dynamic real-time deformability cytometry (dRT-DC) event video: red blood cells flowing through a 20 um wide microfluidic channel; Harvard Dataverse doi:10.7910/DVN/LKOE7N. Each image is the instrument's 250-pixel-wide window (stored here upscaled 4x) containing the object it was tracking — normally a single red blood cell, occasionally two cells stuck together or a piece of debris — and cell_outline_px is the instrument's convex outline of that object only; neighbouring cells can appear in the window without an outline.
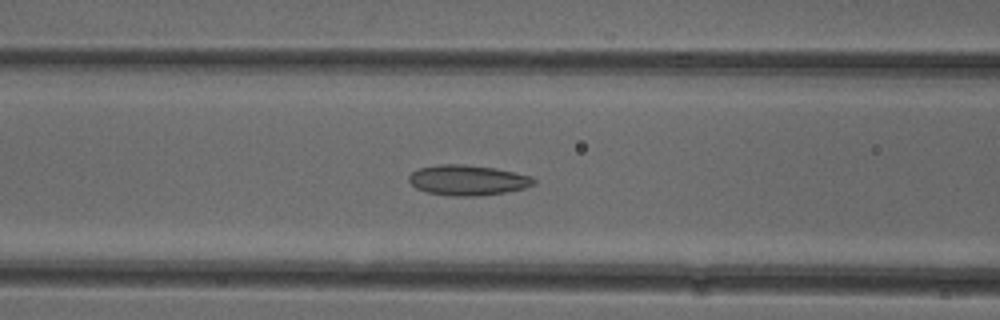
{"species": "common noctule bat (a hibernating species)", "species_latin": "Nyctalus noctula", "temperature_condition": "cold", "stored_images_in_passage": 51, "camera_frame_rate_fps": 3000, "um_per_image_px": 0.085, "animal": {"sex": "female"}, "frame": {"image": 1, "passage_image": 20, "time_ms": 6.333, "image_size_px": [1000, 320], "cell_outline_px": [[536, 184], [524, 188], [504, 192], [480, 196], [452, 196], [428, 192], [416, 188], [408, 180], [408, 176], [412, 172], [420, 168], [436, 164], [460, 164], [496, 168], [532, 176], [536, 180]], "centroid_in_image_um": [39.76, 15.31], "position_along_channel_um": 126.8, "area_um2": 22.08}}
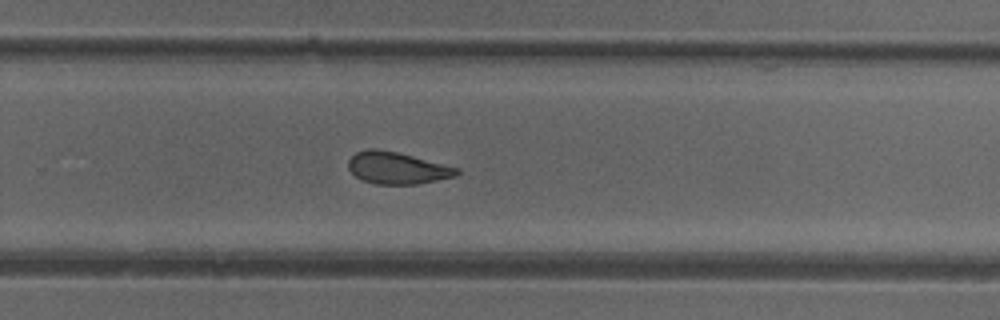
{"frame": {"image": 2, "passage_image": 33, "time_ms": 10.667, "image_size_px": [1000, 320], "cell_outline_px": [[460, 172], [456, 176], [416, 184], [376, 184], [364, 180], [356, 176], [348, 168], [348, 160], [356, 152], [368, 148], [376, 148], [396, 152], [460, 168]], "centroid_in_image_um": [33.75, 14.27], "position_along_channel_um": 296.0, "area_um2": 20.0}}
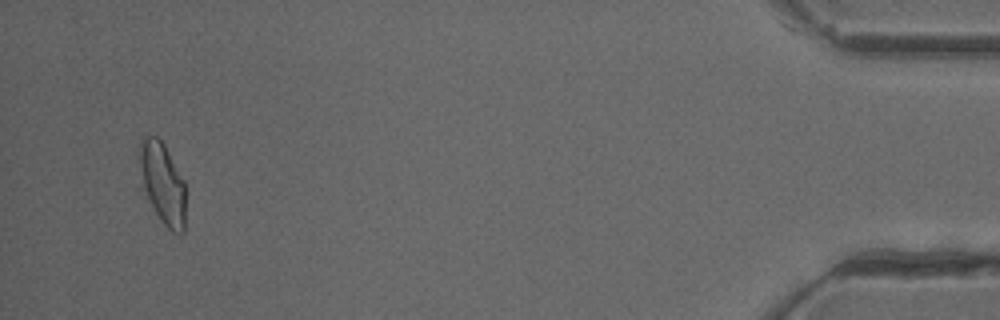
{"frame": {"image": 3, "passage_image": 49, "time_ms": 16.0, "image_size_px": [1000, 320], "cell_outline_px": [[184, 232], [180, 236], [172, 232], [164, 224], [140, 188], [140, 136], [156, 136], [164, 144], [184, 180]], "centroid_in_image_um": [13.79, 15.58], "position_along_channel_um": 421.4, "area_um2": 21.96}, "authors_computed_cell_mechanics": {"area_um2": 21.5016, "velocity_mm_per_s": 3.9122, "shape_relaxation_time_tau1_ms": null, "shape_relaxation_time_tau2_ms": 2.8347, "deformation_change_tau1": null, "deformation_change_tau2": 0.0958}}